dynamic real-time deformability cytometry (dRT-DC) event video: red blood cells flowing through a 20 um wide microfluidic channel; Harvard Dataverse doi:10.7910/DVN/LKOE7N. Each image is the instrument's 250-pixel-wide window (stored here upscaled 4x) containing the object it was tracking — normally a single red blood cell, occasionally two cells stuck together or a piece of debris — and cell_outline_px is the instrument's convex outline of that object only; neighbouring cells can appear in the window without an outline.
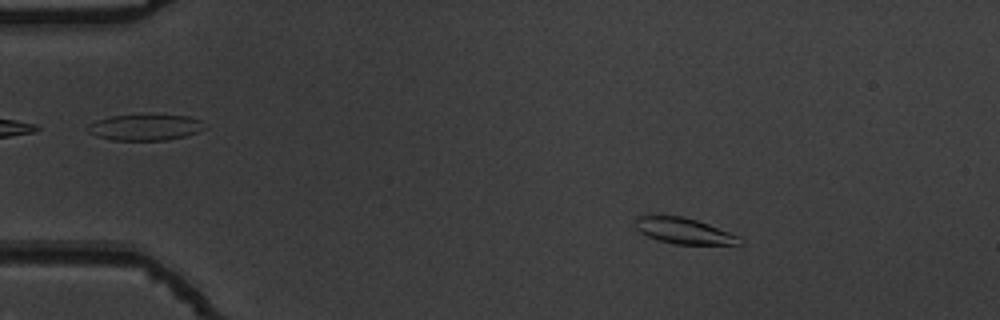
{"species": "common noctule bat (a hibernating species)", "species_latin": "Nyctalus noctula", "temperature_condition": "warm", "stored_images_in_passage": 54, "camera_frame_rate_fps": 3000, "um_per_image_px": 0.085, "animal": {"sex": "male", "body_mass_g": 19.5, "forearm_length_mm": 54.6}, "frame": {"image": 1, "passage_image": 9, "time_ms": 2.667, "image_size_px": [1000, 320], "cell_outline_px": [[744, 244], [676, 244], [660, 240], [648, 236], [640, 232], [636, 228], [636, 216], [684, 216], [708, 224], [728, 232], [744, 240]], "centroid_in_image_um": [58.14, 19.63], "position_along_channel_um": 26.9, "area_um2": 15.37}}
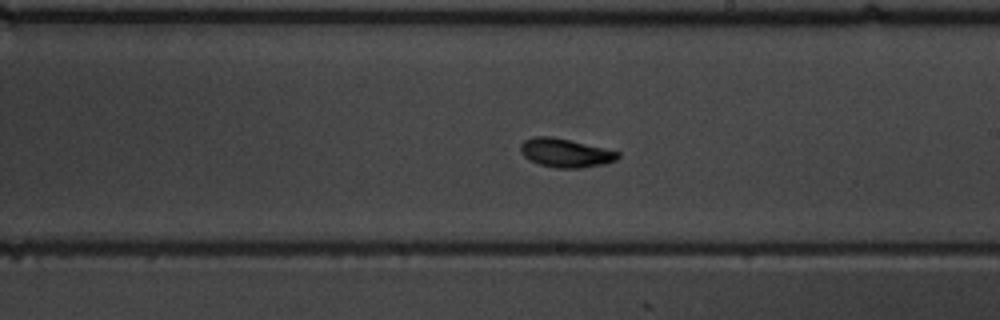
{"frame": {"image": 2, "passage_image": 32, "time_ms": 10.333, "image_size_px": [1000, 320], "cell_outline_px": [[620, 156], [616, 160], [604, 164], [580, 168], [556, 168], [540, 164], [524, 156], [520, 152], [520, 144], [524, 140], [532, 136], [552, 136], [604, 148], [620, 152]], "centroid_in_image_um": [48.06, 12.99], "position_along_channel_um": 240.9, "area_um2": 16.24}}
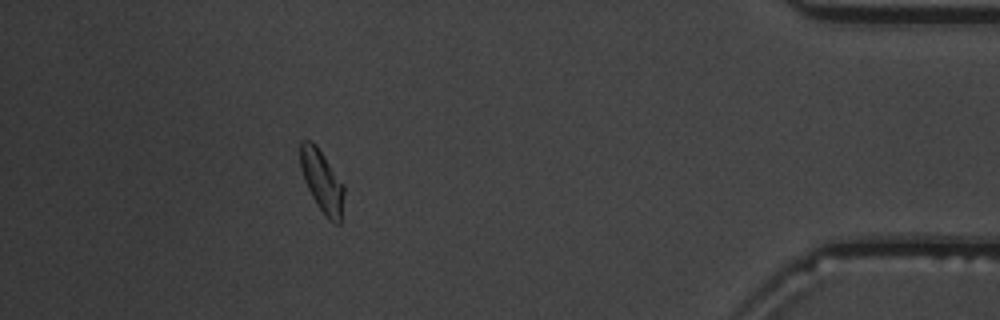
{"frame": {"image": 3, "passage_image": 49, "time_ms": 16.0, "image_size_px": [1000, 320], "cell_outline_px": [[344, 192], [340, 224], [336, 224], [328, 220], [316, 204], [304, 180], [300, 168], [300, 140], [312, 140], [316, 144], [344, 184]], "centroid_in_image_um": [27.36, 15.39], "position_along_channel_um": 407.8, "area_um2": 15.95}, "authors_computed_cell_mechanics": {"area_um2": 15.8083, "velocity_mm_per_s": 3.7786, "shape_relaxation_time_tau1_ms": 5.7719, "shape_relaxation_time_tau2_ms": 2.9484, "deformation_change_tau1": 0.1929, "deformation_change_tau2": 0.0754}}